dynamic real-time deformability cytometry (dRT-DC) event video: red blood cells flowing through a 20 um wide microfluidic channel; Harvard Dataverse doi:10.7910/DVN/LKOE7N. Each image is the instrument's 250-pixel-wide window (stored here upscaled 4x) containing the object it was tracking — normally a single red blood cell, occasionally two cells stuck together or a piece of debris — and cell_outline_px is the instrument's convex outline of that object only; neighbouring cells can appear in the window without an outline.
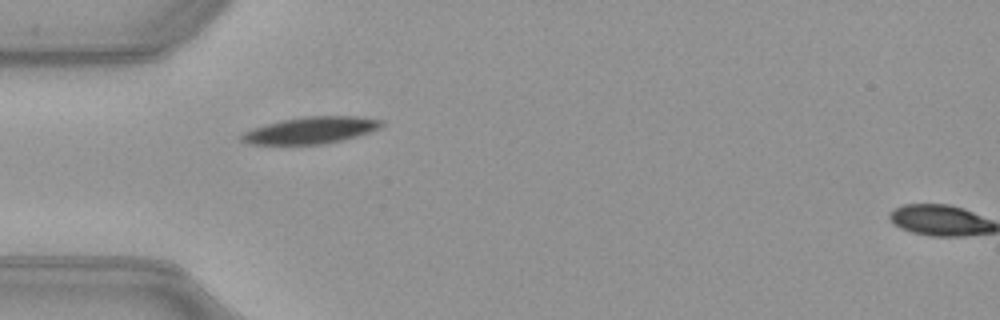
{"species": "common noctule bat (a hibernating species)", "species_latin": "Nyctalus noctula", "temperature_condition": "warm", "stored_images_in_passage": 2, "camera_frame_rate_fps": 3000, "um_per_image_px": 0.085, "animal": {"sex": "female", "body_mass_g": 21.9}, "frame": {"image": 1, "passage_image": 1, "time_ms": 0.0, "image_size_px": [1000, 320], "cell_outline_px": [[384, 124], [380, 128], [356, 136], [324, 144], [248, 144], [240, 140], [240, 136], [244, 132], [252, 128], [284, 120], [304, 116], [356, 116], [384, 120]], "centroid_in_image_um": [26.43, 11.07], "position_along_channel_um": 58.6, "area_um2": 21.62}}